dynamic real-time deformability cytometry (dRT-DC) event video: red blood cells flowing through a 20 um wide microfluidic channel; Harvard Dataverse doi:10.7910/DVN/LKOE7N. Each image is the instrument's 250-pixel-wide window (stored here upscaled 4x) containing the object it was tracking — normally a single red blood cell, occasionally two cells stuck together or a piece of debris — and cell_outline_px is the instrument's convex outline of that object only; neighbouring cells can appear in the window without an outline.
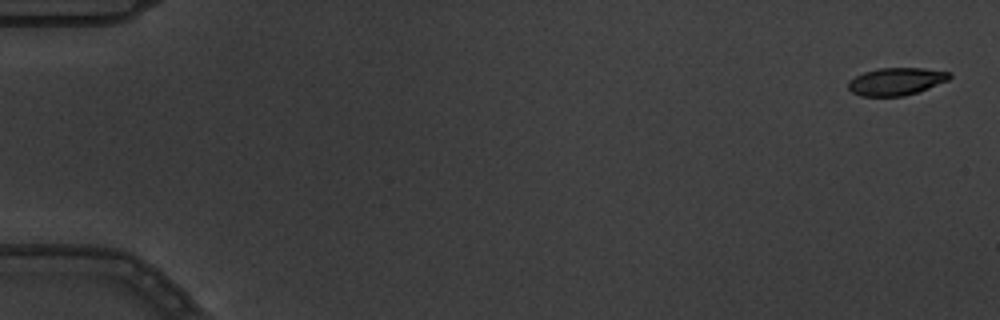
{"species": "common noctule bat (a hibernating species)", "species_latin": "Nyctalus noctula", "temperature_condition": "warm", "stored_images_in_passage": 4, "camera_frame_rate_fps": 3000, "um_per_image_px": 0.085, "animal": {"sex": "male", "body_mass_g": 19.5, "forearm_length_mm": 54.6}, "frame": {"image": 1, "passage_image": 1, "time_ms": 0.0, "image_size_px": [1000, 320], "cell_outline_px": [[952, 76], [948, 80], [928, 88], [904, 96], [860, 96], [852, 92], [848, 88], [848, 80], [864, 72], [880, 68], [924, 68], [948, 72]], "centroid_in_image_um": [76.14, 6.92], "position_along_channel_um": 8.9, "area_um2": 16.13}}